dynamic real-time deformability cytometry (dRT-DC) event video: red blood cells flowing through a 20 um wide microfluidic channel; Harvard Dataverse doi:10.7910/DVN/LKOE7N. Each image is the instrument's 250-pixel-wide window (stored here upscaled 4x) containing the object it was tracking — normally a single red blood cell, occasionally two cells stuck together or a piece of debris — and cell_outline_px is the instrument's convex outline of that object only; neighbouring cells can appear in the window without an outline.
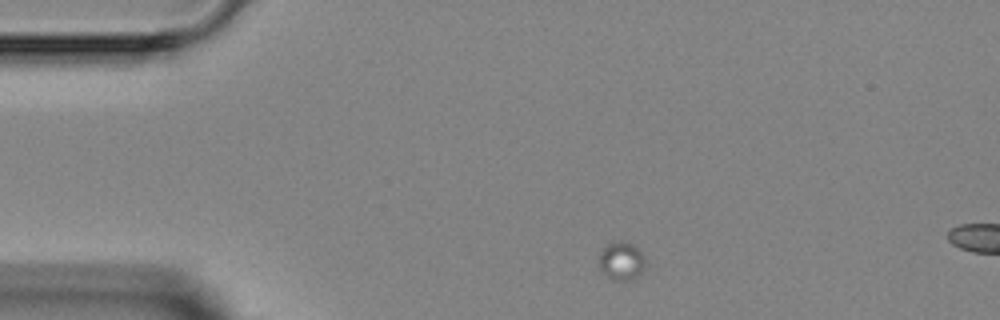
{"species": "Egyptian fruit bat (a non-hibernating species)", "species_latin": "Rousettus aegyptiacus", "temperature_condition": "room temperature", "stored_images_in_passage": 2, "segment_of_instrument_passage": [1, 2], "camera_frame_rate_fps": 3000, "um_per_image_px": 0.085, "animal": {"sex": "female"}, "frame": {"image": 1, "passage_image": 1, "time_ms": 0.0, "image_size_px": [1000, 320], "cell_outline_px": [[648, 260], [644, 272], [640, 276], [632, 280], [612, 280], [600, 268], [600, 252], [608, 244], [620, 240], [632, 244]], "centroid_in_image_um": [52.9, 22.21], "position_along_channel_um": 32.1, "area_um2": 10.46}}